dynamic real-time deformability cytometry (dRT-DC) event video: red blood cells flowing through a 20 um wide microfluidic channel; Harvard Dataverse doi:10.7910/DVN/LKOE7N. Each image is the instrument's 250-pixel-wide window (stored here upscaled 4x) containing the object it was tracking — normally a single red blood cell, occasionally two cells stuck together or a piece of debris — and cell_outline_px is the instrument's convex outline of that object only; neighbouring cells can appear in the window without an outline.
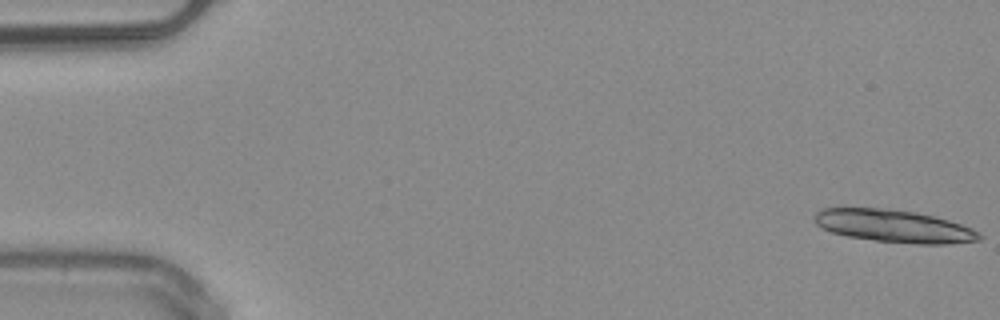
{"species": "common noctule bat (a hibernating species)", "species_latin": "Nyctalus noctula", "temperature_condition": "warm", "stored_images_in_passage": 23, "camera_frame_rate_fps": 3000, "um_per_image_px": 0.085, "animal": {"sex": "male", "body_mass_g": 20.4}, "frame": {"image": 1, "passage_image": 1, "time_ms": 0.0, "image_size_px": [1000, 320], "cell_outline_px": [[984, 236], [980, 240], [944, 244], [916, 244], [876, 240], [848, 236], [832, 232], [816, 224], [812, 220], [816, 212], [824, 208], [880, 208], [916, 212], [948, 220], [972, 228], [980, 232]], "centroid_in_image_um": [76.0, 19.22], "position_along_channel_um": 9.0, "area_um2": 31.1}}
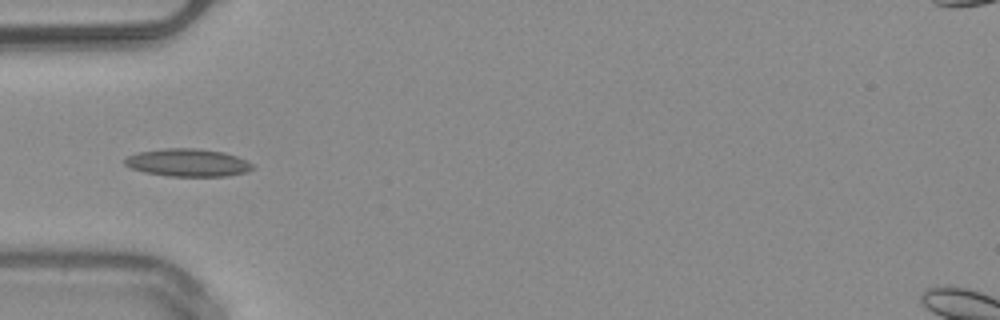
{"frame": {"image": 2, "passage_image": 17, "time_ms": 5.333, "image_size_px": [1000, 320], "cell_outline_px": [[256, 168], [248, 172], [228, 176], [168, 176], [144, 172], [132, 168], [124, 164], [124, 160], [128, 156], [140, 152], [164, 148], [196, 148], [224, 152], [236, 156], [252, 164]], "centroid_in_image_um": [15.99, 13.83], "position_along_channel_um": 69.0, "area_um2": 20.63}}